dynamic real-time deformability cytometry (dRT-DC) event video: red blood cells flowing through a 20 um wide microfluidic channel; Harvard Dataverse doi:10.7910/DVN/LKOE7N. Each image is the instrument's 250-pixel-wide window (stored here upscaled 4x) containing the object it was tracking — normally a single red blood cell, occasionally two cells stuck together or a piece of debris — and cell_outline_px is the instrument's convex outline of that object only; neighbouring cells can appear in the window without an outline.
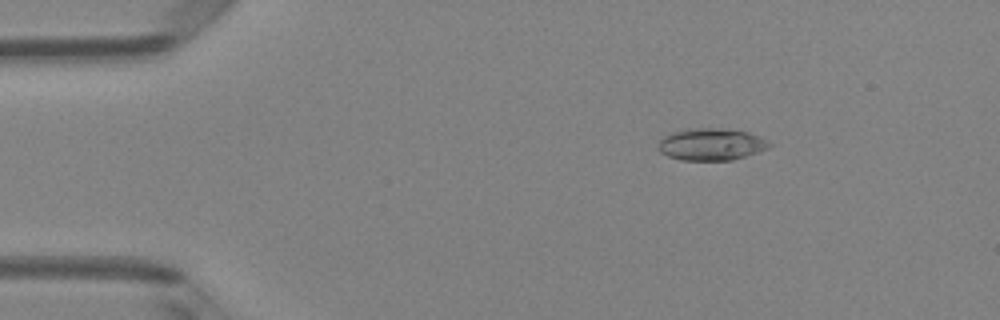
{"species": "Egyptian fruit bat (a non-hibernating species)", "species_latin": "Rousettus aegyptiacus", "temperature_condition": "room temperature", "stored_images_in_passage": 50, "camera_frame_rate_fps": 3000, "um_per_image_px": 0.085, "animal": {"sex": "female"}, "frame": {"image": 1, "passage_image": 8, "time_ms": 2.333, "image_size_px": [1000, 320], "cell_outline_px": [[772, 144], [768, 148], [732, 160], [680, 160], [668, 156], [660, 152], [660, 140], [664, 136], [672, 132], [688, 128], [720, 128], [748, 132]], "centroid_in_image_um": [60.42, 12.26], "position_along_channel_um": 24.6, "area_um2": 20.4}}
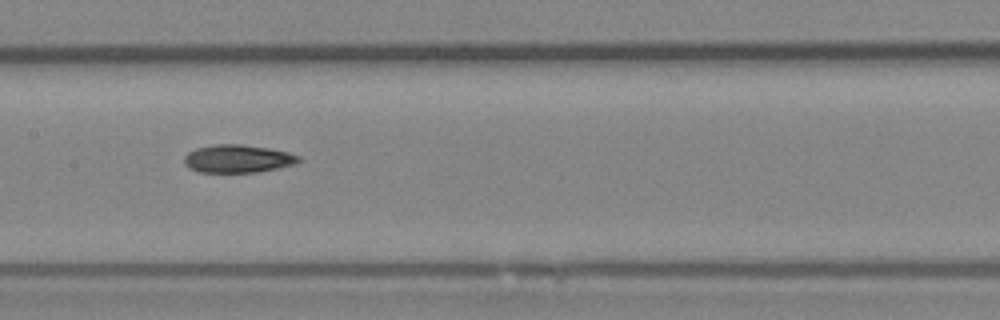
{"frame": {"image": 2, "passage_image": 25, "time_ms": 8.0, "image_size_px": [1000, 320], "cell_outline_px": [[300, 160], [296, 164], [280, 168], [256, 172], [200, 172], [188, 168], [184, 164], [184, 156], [188, 152], [196, 148], [216, 144], [240, 144], [268, 148], [288, 152], [300, 156]], "centroid_in_image_um": [20.21, 13.49], "position_along_channel_um": 187.2, "area_um2": 18.73}}
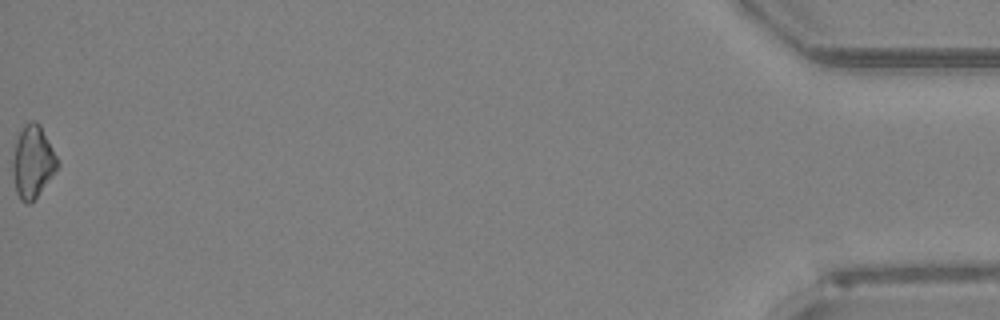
{"frame": {"image": 3, "passage_image": 50, "time_ms": 16.333, "image_size_px": [1000, 320], "cell_outline_px": [[60, 164], [52, 176], [36, 196], [28, 204], [24, 204], [20, 200], [16, 192], [12, 176], [12, 160], [16, 140], [24, 124], [28, 120], [36, 120], [40, 124], [60, 160]], "centroid_in_image_um": [2.78, 13.72], "position_along_channel_um": 432.4, "area_um2": 19.13}, "authors_computed_cell_mechanics": {"area_um2": 18.785, "velocity_mm_per_s": 4.1261, "shape_relaxation_time_tau1_ms": 5.9592, "shape_relaxation_time_tau2_ms": null, "deformation_change_tau1": 0.1529, "deformation_change_tau2": null}}